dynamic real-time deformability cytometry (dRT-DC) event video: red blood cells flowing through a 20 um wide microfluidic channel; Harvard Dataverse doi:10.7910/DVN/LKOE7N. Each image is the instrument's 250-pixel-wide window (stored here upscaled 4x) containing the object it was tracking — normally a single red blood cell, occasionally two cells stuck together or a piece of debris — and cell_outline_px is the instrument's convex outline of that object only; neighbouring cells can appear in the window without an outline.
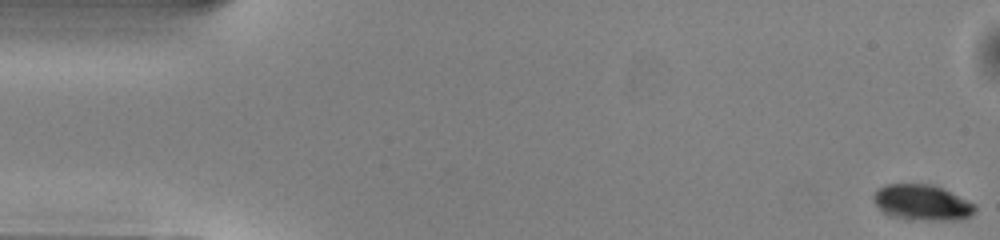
{"species": "common noctule bat (a hibernating species)", "species_latin": "Nyctalus noctula", "temperature_condition": "warm", "stored_images_in_passage": 13, "camera_frame_rate_fps": 3000, "um_per_image_px": 0.085, "animal": {"sex": "male", "body_mass_g": 13.0, "forearm_length_mm": 53.1}, "frame": {"image": 1, "passage_image": 1, "time_ms": 0.0, "image_size_px": [1000, 240], "cell_outline_px": [[976, 208], [968, 216], [960, 220], [932, 220], [896, 216], [884, 212], [872, 200], [872, 192], [876, 188], [884, 184], [932, 184], [976, 204]], "centroid_in_image_um": [78.34, 17.18], "position_along_channel_um": 6.7, "area_um2": 20.75}}
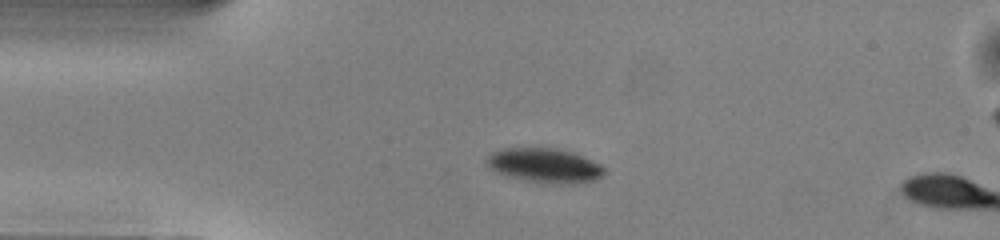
{"frame": {"image": 2, "passage_image": 12, "time_ms": 3.667, "image_size_px": [1000, 240], "cell_outline_px": [[604, 172], [596, 180], [572, 184], [552, 184], [528, 180], [508, 176], [492, 168], [484, 160], [492, 152], [504, 148], [556, 148], [572, 152], [600, 164], [604, 168]], "centroid_in_image_um": [46.32, 14.06], "position_along_channel_um": 38.7, "area_um2": 23.24}}